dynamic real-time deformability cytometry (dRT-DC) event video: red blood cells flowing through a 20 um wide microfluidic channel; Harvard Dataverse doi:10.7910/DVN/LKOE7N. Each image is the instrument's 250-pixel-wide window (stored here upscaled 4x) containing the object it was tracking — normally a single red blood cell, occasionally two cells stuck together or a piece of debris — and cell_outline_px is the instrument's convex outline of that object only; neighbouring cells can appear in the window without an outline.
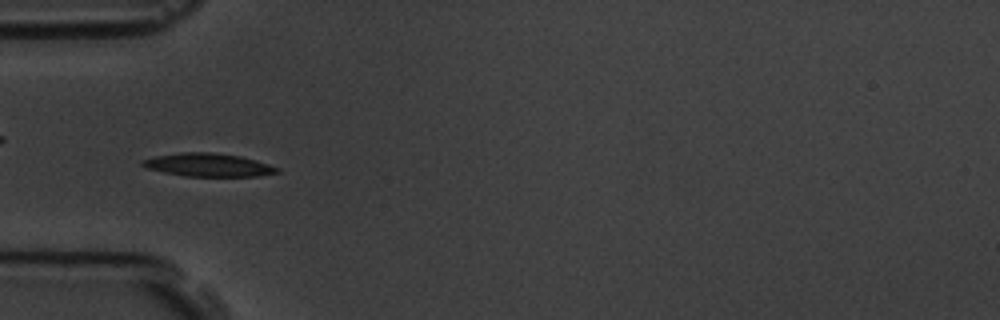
{"species": "common noctule bat (a hibernating species)", "species_latin": "Nyctalus noctula", "temperature_condition": "room temperature", "stored_images_in_passage": 6, "camera_frame_rate_fps": 3000, "um_per_image_px": 0.085, "animal": {"sex": "male", "body_mass_g": 19.5, "forearm_length_mm": 54.6}, "frame": {"image": 1, "passage_image": 6, "time_ms": 5.667, "image_size_px": [1000, 320], "cell_outline_px": [[280, 172], [256, 176], [184, 176], [164, 172], [148, 168], [140, 164], [140, 160], [156, 156], [180, 152], [212, 152], [240, 156], [256, 160], [280, 168]], "centroid_in_image_um": [17.7, 14.01], "position_along_channel_um": 67.3, "area_um2": 18.15}}